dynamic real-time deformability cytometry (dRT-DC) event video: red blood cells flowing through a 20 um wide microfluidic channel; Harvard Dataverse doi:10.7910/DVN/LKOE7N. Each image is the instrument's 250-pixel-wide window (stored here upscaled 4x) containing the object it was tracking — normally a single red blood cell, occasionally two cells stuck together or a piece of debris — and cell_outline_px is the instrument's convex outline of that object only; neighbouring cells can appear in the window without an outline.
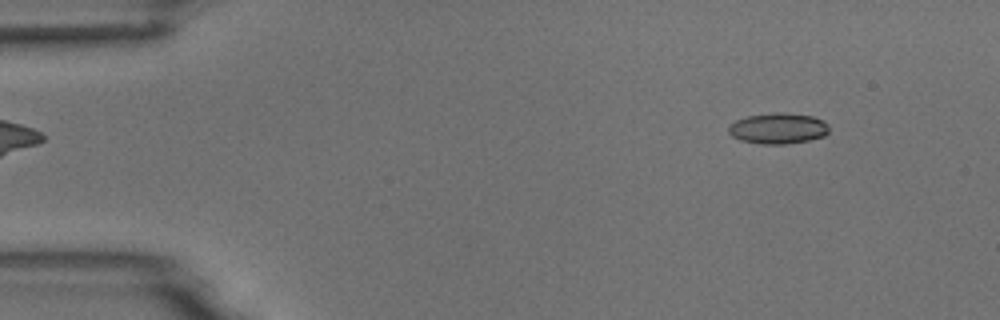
{"species": "common noctule bat (a hibernating species)", "species_latin": "Nyctalus noctula", "temperature_condition": "room temperature", "stored_images_in_passage": 54, "camera_frame_rate_fps": 3000, "um_per_image_px": 0.085, "animal": {"sex": "male", "body_mass_g": 18.8}, "frame": {"image": 1, "passage_image": 6, "time_ms": 1.667, "image_size_px": [1000, 320], "cell_outline_px": [[828, 132], [824, 136], [808, 140], [784, 144], [760, 144], [740, 140], [732, 136], [728, 132], [728, 128], [736, 120], [748, 116], [772, 112], [784, 112], [812, 116], [824, 120], [828, 124]], "centroid_in_image_um": [66.14, 10.9], "position_along_channel_um": 18.9, "area_um2": 18.09}}
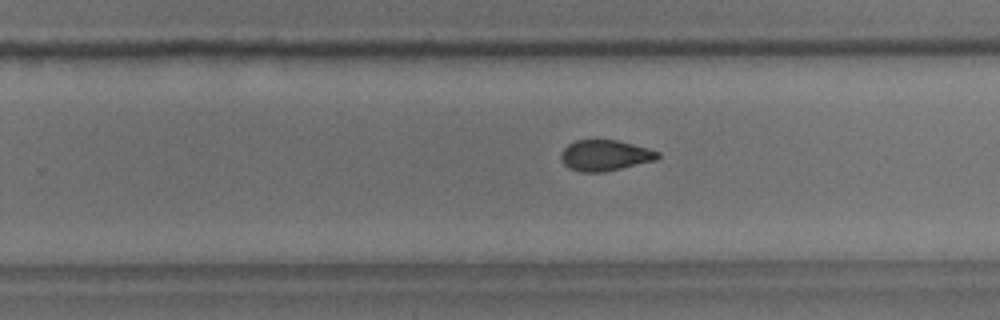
{"frame": {"image": 2, "passage_image": 34, "time_ms": 11.0, "image_size_px": [1000, 320], "cell_outline_px": [[660, 156], [656, 160], [604, 172], [580, 172], [568, 168], [564, 164], [560, 156], [560, 152], [568, 144], [576, 140], [616, 140], [648, 148], [660, 152]], "centroid_in_image_um": [51.41, 13.21], "position_along_channel_um": 278.4, "area_um2": 17.4}}
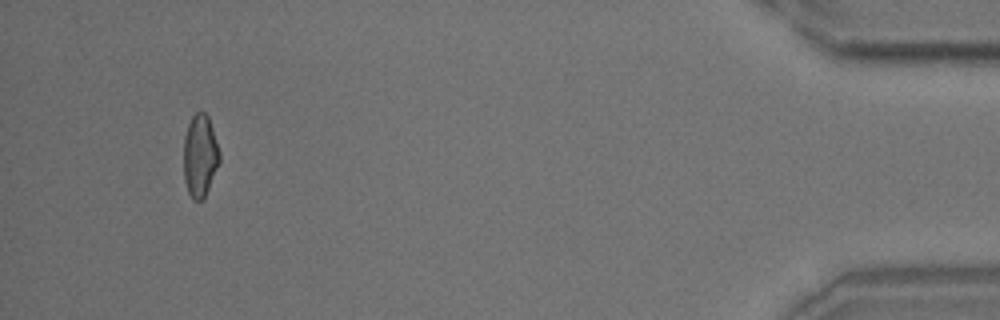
{"frame": {"image": 3, "passage_image": 51, "time_ms": 16.667, "image_size_px": [1000, 320], "cell_outline_px": [[220, 160], [204, 200], [192, 200], [188, 192], [184, 180], [184, 136], [188, 124], [192, 116], [196, 112], [204, 112], [208, 116], [220, 152]], "centroid_in_image_um": [16.99, 13.26], "position_along_channel_um": 418.2, "area_um2": 17.28}, "authors_computed_cell_mechanics": {"area_um2": 17.8602, "velocity_mm_per_s": 3.7305, "shape_relaxation_time_tau1_ms": null, "shape_relaxation_time_tau2_ms": 2.6136, "deformation_change_tau1": null, "deformation_change_tau2": 0.0708}}